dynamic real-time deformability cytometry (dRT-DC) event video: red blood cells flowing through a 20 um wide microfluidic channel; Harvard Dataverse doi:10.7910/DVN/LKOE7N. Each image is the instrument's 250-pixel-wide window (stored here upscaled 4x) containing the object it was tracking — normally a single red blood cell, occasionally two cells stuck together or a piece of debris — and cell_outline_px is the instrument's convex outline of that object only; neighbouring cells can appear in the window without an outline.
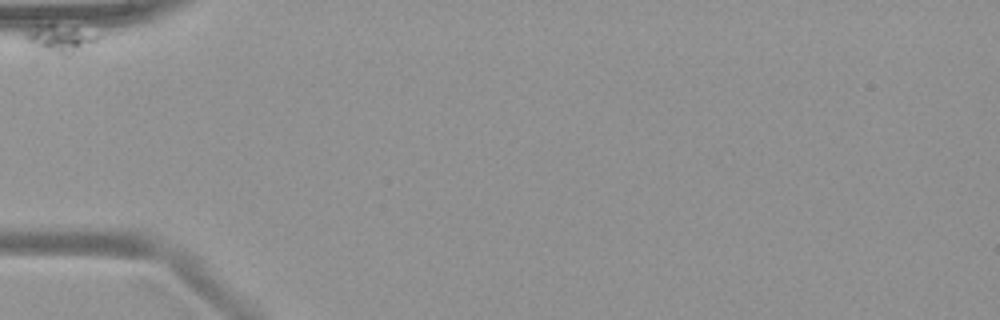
{"species": "common noctule bat (a hibernating species)", "species_latin": "Nyctalus noctula", "temperature_condition": "warm", "stored_images_in_passage": 8, "camera_frame_rate_fps": 3000, "um_per_image_px": 0.085, "animal": {"sex": "female", "body_mass_g": 19.9}, "frame": {"image": 1, "passage_image": 1, "time_ms": 0.0, "image_size_px": [1000, 320], "cell_outline_px": [[100, 36], [96, 40], [72, 56], [64, 56], [36, 52], [24, 40], [24, 36], [36, 24], [52, 20]], "centroid_in_image_um": [4.96, 3.3], "position_along_channel_um": 80.0, "area_um2": 12.72}}
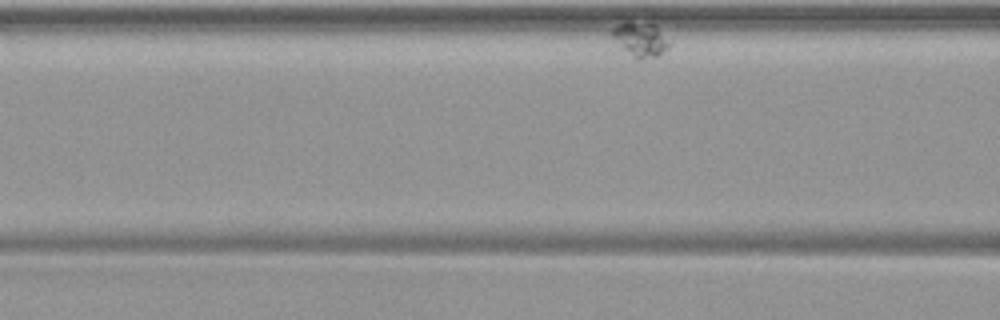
{"frame": {"image": 2, "passage_image": 6, "time_ms": 1.667, "image_size_px": [1000, 320], "cell_outline_px": [[672, 44], [668, 48], [656, 56], [640, 60], [624, 48], [608, 32], [612, 28], [628, 20], [652, 24], [672, 40]], "centroid_in_image_um": [54.48, 3.31], "position_along_channel_um": 112.1, "area_um2": 11.33}}